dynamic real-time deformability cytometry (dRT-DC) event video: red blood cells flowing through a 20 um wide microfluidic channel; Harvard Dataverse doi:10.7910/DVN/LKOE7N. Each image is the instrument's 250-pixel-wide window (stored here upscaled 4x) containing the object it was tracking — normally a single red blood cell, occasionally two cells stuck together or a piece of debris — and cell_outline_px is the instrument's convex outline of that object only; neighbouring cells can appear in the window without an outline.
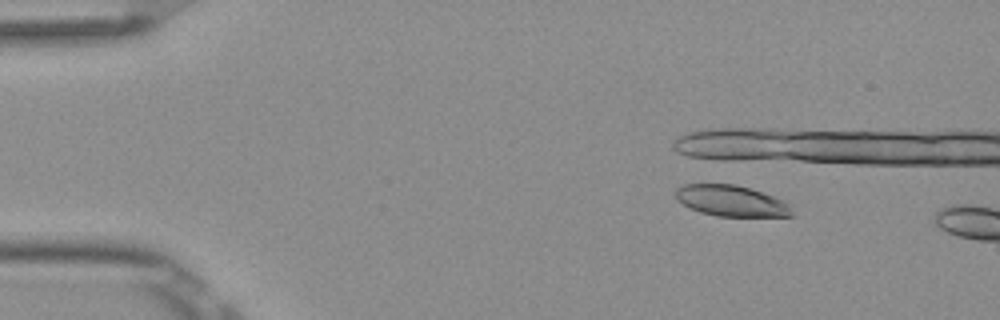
{"species": "Egyptian fruit bat (a non-hibernating species)", "species_latin": "Rousettus aegyptiacus", "temperature_condition": "room temperature", "stored_images_in_passage": 4, "camera_frame_rate_fps": 3000, "um_per_image_px": 0.085, "frame": {"image": 1, "passage_image": 3, "time_ms": 0.667, "image_size_px": [1000, 320], "cell_outline_px": [[792, 216], [716, 216], [700, 212], [688, 208], [676, 200], [676, 188], [680, 184], [736, 184], [784, 200], [788, 204], [792, 212]], "centroid_in_image_um": [62.09, 17.07], "position_along_channel_um": 22.9, "area_um2": 20.98}}